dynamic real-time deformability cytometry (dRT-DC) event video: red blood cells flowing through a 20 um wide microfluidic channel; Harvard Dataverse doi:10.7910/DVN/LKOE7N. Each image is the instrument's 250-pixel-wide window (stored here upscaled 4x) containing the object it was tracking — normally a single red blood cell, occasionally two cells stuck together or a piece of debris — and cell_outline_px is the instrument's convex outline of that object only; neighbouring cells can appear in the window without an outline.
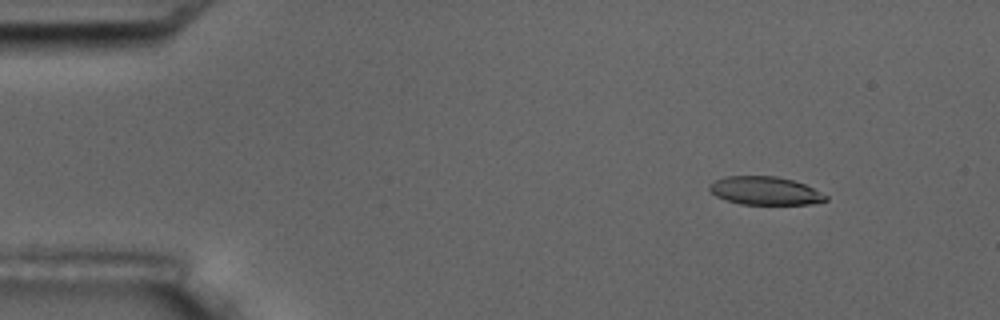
{"species": "common noctule bat (a hibernating species)", "species_latin": "Nyctalus noctula", "temperature_condition": "room temperature", "stored_images_in_passage": 6, "camera_frame_rate_fps": 3000, "um_per_image_px": 0.085, "animal": {"sex": "male", "body_mass_g": 17.5, "forearm_length_mm": 52.3}, "frame": {"image": 1, "passage_image": 2, "time_ms": 1.0, "image_size_px": [1000, 320], "cell_outline_px": [[828, 200], [812, 204], [740, 204], [716, 196], [708, 188], [708, 184], [724, 176], [776, 176], [792, 180], [804, 184], [828, 196]], "centroid_in_image_um": [65.02, 16.21], "position_along_channel_um": 20.0, "area_um2": 19.02}}
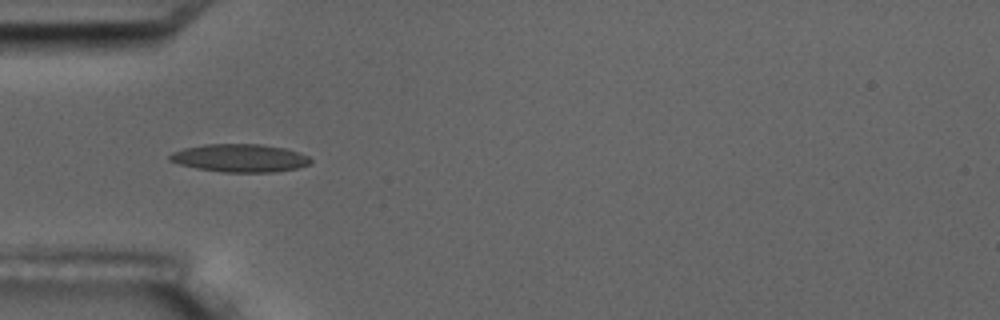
{"frame": {"image": 2, "passage_image": 5, "time_ms": 4.667, "image_size_px": [1000, 320], "cell_outline_px": [[312, 160], [308, 164], [296, 168], [272, 172], [224, 172], [196, 168], [180, 164], [168, 160], [168, 156], [172, 152], [184, 148], [204, 144], [260, 144], [284, 148], [308, 156]], "centroid_in_image_um": [20.34, 13.43], "position_along_channel_um": 64.7, "area_um2": 22.77}}